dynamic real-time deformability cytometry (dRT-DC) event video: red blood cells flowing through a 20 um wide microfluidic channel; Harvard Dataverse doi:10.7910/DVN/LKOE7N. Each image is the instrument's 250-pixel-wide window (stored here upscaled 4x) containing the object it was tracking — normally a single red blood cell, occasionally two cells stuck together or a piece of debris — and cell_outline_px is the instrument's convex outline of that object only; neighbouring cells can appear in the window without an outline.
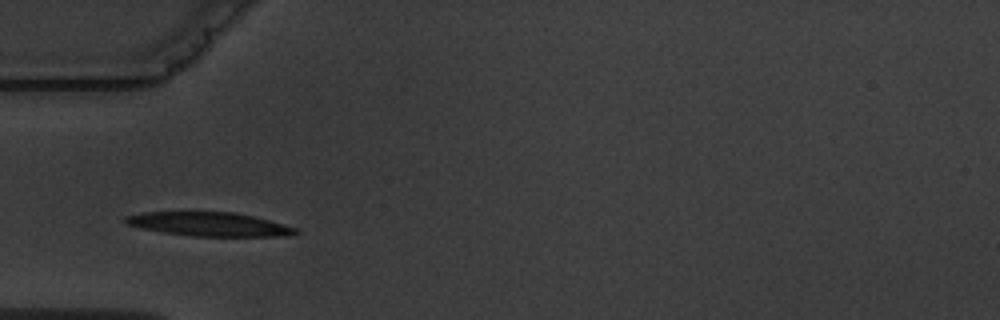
{"species": "common noctule bat (a hibernating species)", "species_latin": "Nyctalus noctula", "temperature_condition": "warm", "stored_images_in_passage": 3, "camera_frame_rate_fps": 3000, "um_per_image_px": 0.085, "animal": {"sex": "male", "body_mass_g": 19.5, "forearm_length_mm": 54.6}, "frame": {"image": 1, "passage_image": 1, "time_ms": 0.0, "image_size_px": [1000, 320], "cell_outline_px": [[300, 232], [292, 236], [192, 236], [164, 232], [140, 228], [124, 224], [124, 216], [140, 212], [236, 212], [300, 228]], "centroid_in_image_um": [17.79, 19.06], "position_along_channel_um": 67.2, "area_um2": 23.87}}
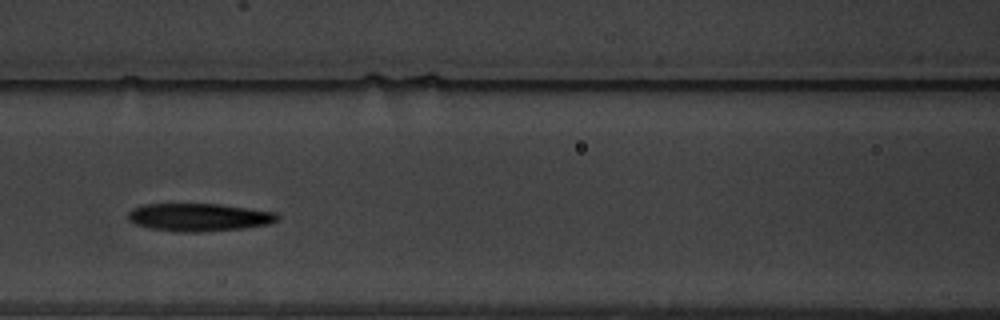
{"frame": {"image": 2, "passage_image": 3, "time_ms": 2.333, "image_size_px": [1000, 320], "cell_outline_px": [[280, 216], [276, 220], [268, 224], [244, 228], [200, 232], [180, 232], [148, 228], [132, 224], [128, 220], [128, 212], [132, 208], [144, 204], [220, 204], [276, 212]], "centroid_in_image_um": [16.86, 18.47], "position_along_channel_um": 149.7, "area_um2": 24.39}}